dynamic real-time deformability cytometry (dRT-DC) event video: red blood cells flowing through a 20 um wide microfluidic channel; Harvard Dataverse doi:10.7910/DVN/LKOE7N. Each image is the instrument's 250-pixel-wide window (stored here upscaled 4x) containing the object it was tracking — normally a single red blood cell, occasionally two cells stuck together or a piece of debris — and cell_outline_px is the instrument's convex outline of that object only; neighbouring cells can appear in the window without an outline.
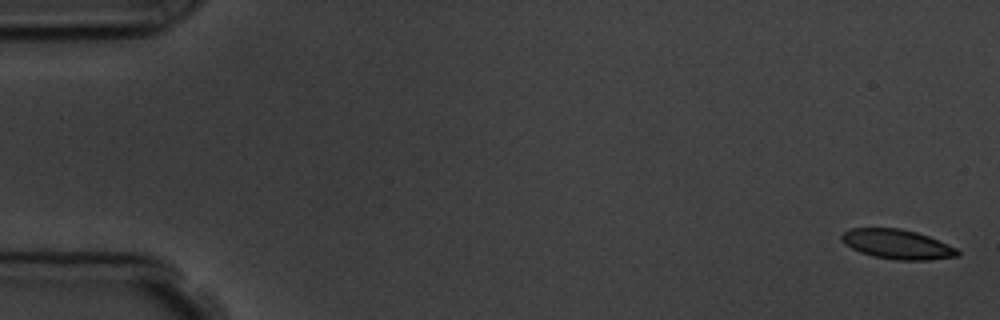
{"species": "common noctule bat (a hibernating species)", "species_latin": "Nyctalus noctula", "temperature_condition": "room temperature", "stored_images_in_passage": 6, "camera_frame_rate_fps": 3000, "um_per_image_px": 0.085, "animal": {"sex": "male", "body_mass_g": 19.5, "forearm_length_mm": 54.6}, "frame": {"image": 1, "passage_image": 1, "time_ms": 0.0, "image_size_px": [1000, 320], "cell_outline_px": [[960, 256], [928, 260], [896, 260], [872, 256], [860, 252], [844, 244], [840, 240], [840, 236], [844, 232], [852, 228], [900, 228], [916, 232], [928, 236], [956, 248], [960, 252]], "centroid_in_image_um": [76.25, 20.76], "position_along_channel_um": 8.8, "area_um2": 20.0}}
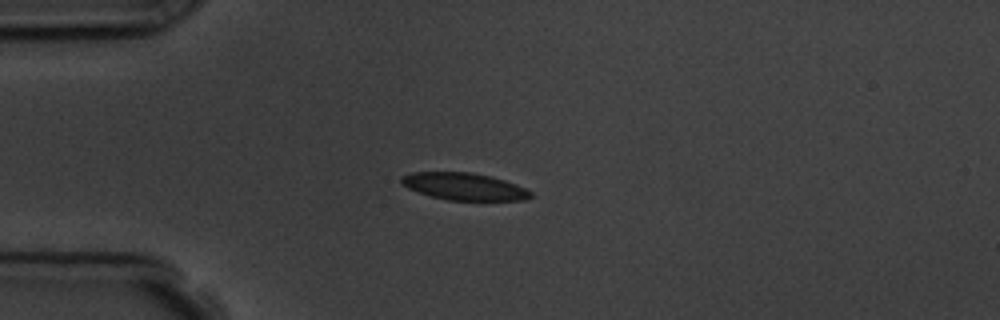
{"frame": {"image": 2, "passage_image": 5, "time_ms": 4.333, "image_size_px": [1000, 320], "cell_outline_px": [[532, 196], [524, 200], [448, 200], [432, 196], [408, 188], [400, 184], [400, 176], [412, 172], [472, 172], [492, 176], [516, 184], [532, 192]], "centroid_in_image_um": [39.43, 15.84], "position_along_channel_um": 45.6, "area_um2": 20.46}}
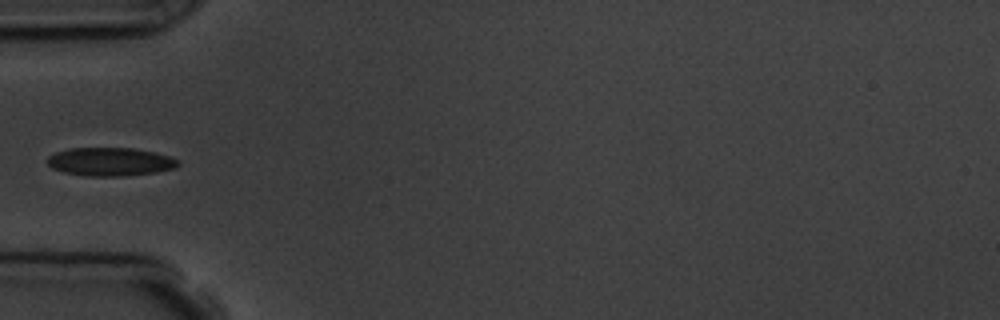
{"frame": {"image": 3, "passage_image": 6, "time_ms": 5.667, "image_size_px": [1000, 320], "cell_outline_px": [[180, 164], [176, 168], [156, 172], [124, 176], [88, 176], [64, 172], [52, 168], [48, 164], [48, 156], [56, 152], [68, 148], [132, 148], [152, 152], [168, 156], [176, 160]], "centroid_in_image_um": [9.35, 13.75], "position_along_channel_um": 75.7, "area_um2": 21.44}}